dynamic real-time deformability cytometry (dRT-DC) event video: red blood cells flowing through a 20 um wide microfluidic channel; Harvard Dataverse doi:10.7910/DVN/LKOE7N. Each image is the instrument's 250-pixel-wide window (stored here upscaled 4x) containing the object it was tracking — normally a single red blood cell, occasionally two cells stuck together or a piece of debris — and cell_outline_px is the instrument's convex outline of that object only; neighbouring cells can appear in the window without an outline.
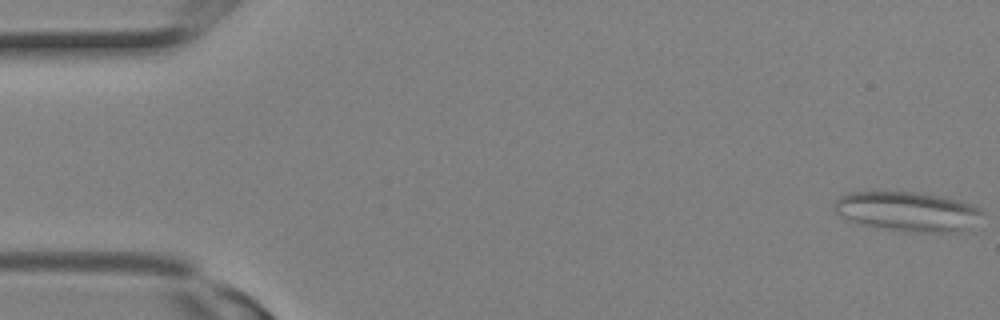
{"species": "Egyptian fruit bat (a non-hibernating species)", "species_latin": "Rousettus aegyptiacus", "temperature_condition": "room temperature", "stored_images_in_passage": 2, "camera_frame_rate_fps": 3000, "um_per_image_px": 0.085, "animal": {"sex": "female"}, "frame": {"image": 1, "passage_image": 2, "time_ms": 0.333, "image_size_px": [1000, 320], "cell_outline_px": [[984, 212], [960, 232], [924, 232], [892, 228], [864, 224], [852, 220], [836, 212], [836, 200], [840, 196], [848, 192], [924, 192], [948, 196], [960, 200], [980, 208]], "centroid_in_image_um": [77.2, 17.92], "position_along_channel_um": 7.8, "area_um2": 33.23}}